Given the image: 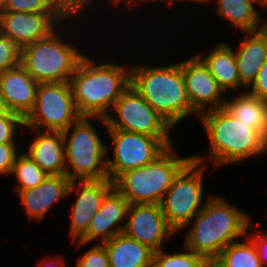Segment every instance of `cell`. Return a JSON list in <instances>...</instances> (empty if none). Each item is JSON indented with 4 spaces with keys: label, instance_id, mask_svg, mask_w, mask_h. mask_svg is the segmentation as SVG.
<instances>
[{
    "label": "cell",
    "instance_id": "36",
    "mask_svg": "<svg viewBox=\"0 0 267 267\" xmlns=\"http://www.w3.org/2000/svg\"><path fill=\"white\" fill-rule=\"evenodd\" d=\"M49 258V259H48ZM60 257L58 256H53V258L50 259V257H47L46 259L44 258V260H41L37 267H66V264L61 259H59ZM48 259V260H47ZM53 259V260H52ZM61 265V266H60Z\"/></svg>",
    "mask_w": 267,
    "mask_h": 267
},
{
    "label": "cell",
    "instance_id": "23",
    "mask_svg": "<svg viewBox=\"0 0 267 267\" xmlns=\"http://www.w3.org/2000/svg\"><path fill=\"white\" fill-rule=\"evenodd\" d=\"M223 108L237 120L249 124L267 140V102L245 91L225 99Z\"/></svg>",
    "mask_w": 267,
    "mask_h": 267
},
{
    "label": "cell",
    "instance_id": "27",
    "mask_svg": "<svg viewBox=\"0 0 267 267\" xmlns=\"http://www.w3.org/2000/svg\"><path fill=\"white\" fill-rule=\"evenodd\" d=\"M183 252L166 253L163 249L154 252L152 267H201L204 258L184 246Z\"/></svg>",
    "mask_w": 267,
    "mask_h": 267
},
{
    "label": "cell",
    "instance_id": "7",
    "mask_svg": "<svg viewBox=\"0 0 267 267\" xmlns=\"http://www.w3.org/2000/svg\"><path fill=\"white\" fill-rule=\"evenodd\" d=\"M58 31L21 48V65L38 83L69 82L85 56L72 42L62 41Z\"/></svg>",
    "mask_w": 267,
    "mask_h": 267
},
{
    "label": "cell",
    "instance_id": "9",
    "mask_svg": "<svg viewBox=\"0 0 267 267\" xmlns=\"http://www.w3.org/2000/svg\"><path fill=\"white\" fill-rule=\"evenodd\" d=\"M80 117L69 82L39 83L34 108L24 120L31 130L63 132Z\"/></svg>",
    "mask_w": 267,
    "mask_h": 267
},
{
    "label": "cell",
    "instance_id": "22",
    "mask_svg": "<svg viewBox=\"0 0 267 267\" xmlns=\"http://www.w3.org/2000/svg\"><path fill=\"white\" fill-rule=\"evenodd\" d=\"M197 56L208 67L224 92L237 91L239 87H243L238 73L235 51L228 44L220 42L209 54L203 56L201 53Z\"/></svg>",
    "mask_w": 267,
    "mask_h": 267
},
{
    "label": "cell",
    "instance_id": "25",
    "mask_svg": "<svg viewBox=\"0 0 267 267\" xmlns=\"http://www.w3.org/2000/svg\"><path fill=\"white\" fill-rule=\"evenodd\" d=\"M247 238L246 242L230 243L221 251L218 261L224 267H263L255 244L246 236Z\"/></svg>",
    "mask_w": 267,
    "mask_h": 267
},
{
    "label": "cell",
    "instance_id": "11",
    "mask_svg": "<svg viewBox=\"0 0 267 267\" xmlns=\"http://www.w3.org/2000/svg\"><path fill=\"white\" fill-rule=\"evenodd\" d=\"M107 117H97L106 129H119L153 137H170L172 126L131 85L112 107Z\"/></svg>",
    "mask_w": 267,
    "mask_h": 267
},
{
    "label": "cell",
    "instance_id": "26",
    "mask_svg": "<svg viewBox=\"0 0 267 267\" xmlns=\"http://www.w3.org/2000/svg\"><path fill=\"white\" fill-rule=\"evenodd\" d=\"M12 174H15V178L19 183L16 187L17 190L35 188L48 177V174L27 153L17 155L11 172Z\"/></svg>",
    "mask_w": 267,
    "mask_h": 267
},
{
    "label": "cell",
    "instance_id": "13",
    "mask_svg": "<svg viewBox=\"0 0 267 267\" xmlns=\"http://www.w3.org/2000/svg\"><path fill=\"white\" fill-rule=\"evenodd\" d=\"M123 233L148 246L162 249L164 239L177 234L166 222L160 204H129Z\"/></svg>",
    "mask_w": 267,
    "mask_h": 267
},
{
    "label": "cell",
    "instance_id": "2",
    "mask_svg": "<svg viewBox=\"0 0 267 267\" xmlns=\"http://www.w3.org/2000/svg\"><path fill=\"white\" fill-rule=\"evenodd\" d=\"M94 60L85 55L69 83L81 116L105 118L115 102L130 87L131 70L115 63L98 64Z\"/></svg>",
    "mask_w": 267,
    "mask_h": 267
},
{
    "label": "cell",
    "instance_id": "15",
    "mask_svg": "<svg viewBox=\"0 0 267 267\" xmlns=\"http://www.w3.org/2000/svg\"><path fill=\"white\" fill-rule=\"evenodd\" d=\"M113 188V181L109 178L71 182L68 195L73 190H77L79 195L71 210L69 234L72 242L79 240L87 232L91 220L101 208L106 195Z\"/></svg>",
    "mask_w": 267,
    "mask_h": 267
},
{
    "label": "cell",
    "instance_id": "38",
    "mask_svg": "<svg viewBox=\"0 0 267 267\" xmlns=\"http://www.w3.org/2000/svg\"><path fill=\"white\" fill-rule=\"evenodd\" d=\"M201 267H224L218 259H205Z\"/></svg>",
    "mask_w": 267,
    "mask_h": 267
},
{
    "label": "cell",
    "instance_id": "41",
    "mask_svg": "<svg viewBox=\"0 0 267 267\" xmlns=\"http://www.w3.org/2000/svg\"><path fill=\"white\" fill-rule=\"evenodd\" d=\"M192 1H193V2H196V3H197V2H200V3H201V2H202V3H205L207 0H190V2H192Z\"/></svg>",
    "mask_w": 267,
    "mask_h": 267
},
{
    "label": "cell",
    "instance_id": "40",
    "mask_svg": "<svg viewBox=\"0 0 267 267\" xmlns=\"http://www.w3.org/2000/svg\"><path fill=\"white\" fill-rule=\"evenodd\" d=\"M122 1H126V0H111V6H118ZM130 1V0H127Z\"/></svg>",
    "mask_w": 267,
    "mask_h": 267
},
{
    "label": "cell",
    "instance_id": "10",
    "mask_svg": "<svg viewBox=\"0 0 267 267\" xmlns=\"http://www.w3.org/2000/svg\"><path fill=\"white\" fill-rule=\"evenodd\" d=\"M111 137L114 157L107 159V173L113 181L119 174L154 162L169 147L171 137H153L119 129H107Z\"/></svg>",
    "mask_w": 267,
    "mask_h": 267
},
{
    "label": "cell",
    "instance_id": "12",
    "mask_svg": "<svg viewBox=\"0 0 267 267\" xmlns=\"http://www.w3.org/2000/svg\"><path fill=\"white\" fill-rule=\"evenodd\" d=\"M67 21L70 20L62 13L0 11V32L23 48L48 37Z\"/></svg>",
    "mask_w": 267,
    "mask_h": 267
},
{
    "label": "cell",
    "instance_id": "20",
    "mask_svg": "<svg viewBox=\"0 0 267 267\" xmlns=\"http://www.w3.org/2000/svg\"><path fill=\"white\" fill-rule=\"evenodd\" d=\"M245 40L235 51L238 73L244 89H248L267 60V27L244 33Z\"/></svg>",
    "mask_w": 267,
    "mask_h": 267
},
{
    "label": "cell",
    "instance_id": "6",
    "mask_svg": "<svg viewBox=\"0 0 267 267\" xmlns=\"http://www.w3.org/2000/svg\"><path fill=\"white\" fill-rule=\"evenodd\" d=\"M93 119L97 117L81 116L62 132L65 145V174L71 181L109 178L106 159L109 151L93 128L90 122Z\"/></svg>",
    "mask_w": 267,
    "mask_h": 267
},
{
    "label": "cell",
    "instance_id": "17",
    "mask_svg": "<svg viewBox=\"0 0 267 267\" xmlns=\"http://www.w3.org/2000/svg\"><path fill=\"white\" fill-rule=\"evenodd\" d=\"M38 85L21 64L0 75V93L10 112L24 119L34 108Z\"/></svg>",
    "mask_w": 267,
    "mask_h": 267
},
{
    "label": "cell",
    "instance_id": "29",
    "mask_svg": "<svg viewBox=\"0 0 267 267\" xmlns=\"http://www.w3.org/2000/svg\"><path fill=\"white\" fill-rule=\"evenodd\" d=\"M21 64V48L0 32V75Z\"/></svg>",
    "mask_w": 267,
    "mask_h": 267
},
{
    "label": "cell",
    "instance_id": "31",
    "mask_svg": "<svg viewBox=\"0 0 267 267\" xmlns=\"http://www.w3.org/2000/svg\"><path fill=\"white\" fill-rule=\"evenodd\" d=\"M75 267H109V258L103 244H95L77 261Z\"/></svg>",
    "mask_w": 267,
    "mask_h": 267
},
{
    "label": "cell",
    "instance_id": "1",
    "mask_svg": "<svg viewBox=\"0 0 267 267\" xmlns=\"http://www.w3.org/2000/svg\"><path fill=\"white\" fill-rule=\"evenodd\" d=\"M203 204L186 226L191 228L183 245L204 259H217L230 243L246 238L250 216L222 196H209Z\"/></svg>",
    "mask_w": 267,
    "mask_h": 267
},
{
    "label": "cell",
    "instance_id": "42",
    "mask_svg": "<svg viewBox=\"0 0 267 267\" xmlns=\"http://www.w3.org/2000/svg\"><path fill=\"white\" fill-rule=\"evenodd\" d=\"M263 8L267 7V0H263V4H262Z\"/></svg>",
    "mask_w": 267,
    "mask_h": 267
},
{
    "label": "cell",
    "instance_id": "24",
    "mask_svg": "<svg viewBox=\"0 0 267 267\" xmlns=\"http://www.w3.org/2000/svg\"><path fill=\"white\" fill-rule=\"evenodd\" d=\"M213 1L207 0L205 4ZM255 3L262 7L263 0H218L217 12L229 22V26H235L244 33L255 32L267 27V22L261 25V13L256 10Z\"/></svg>",
    "mask_w": 267,
    "mask_h": 267
},
{
    "label": "cell",
    "instance_id": "33",
    "mask_svg": "<svg viewBox=\"0 0 267 267\" xmlns=\"http://www.w3.org/2000/svg\"><path fill=\"white\" fill-rule=\"evenodd\" d=\"M17 155L15 144L0 143V175H11Z\"/></svg>",
    "mask_w": 267,
    "mask_h": 267
},
{
    "label": "cell",
    "instance_id": "21",
    "mask_svg": "<svg viewBox=\"0 0 267 267\" xmlns=\"http://www.w3.org/2000/svg\"><path fill=\"white\" fill-rule=\"evenodd\" d=\"M102 244L108 254L109 267H152L154 251L124 233Z\"/></svg>",
    "mask_w": 267,
    "mask_h": 267
},
{
    "label": "cell",
    "instance_id": "8",
    "mask_svg": "<svg viewBox=\"0 0 267 267\" xmlns=\"http://www.w3.org/2000/svg\"><path fill=\"white\" fill-rule=\"evenodd\" d=\"M192 157L175 177L160 203L167 224L176 233L184 230L204 206L203 174L207 168V158L206 155L201 157L197 154Z\"/></svg>",
    "mask_w": 267,
    "mask_h": 267
},
{
    "label": "cell",
    "instance_id": "28",
    "mask_svg": "<svg viewBox=\"0 0 267 267\" xmlns=\"http://www.w3.org/2000/svg\"><path fill=\"white\" fill-rule=\"evenodd\" d=\"M0 11L28 13H61L52 0H6Z\"/></svg>",
    "mask_w": 267,
    "mask_h": 267
},
{
    "label": "cell",
    "instance_id": "39",
    "mask_svg": "<svg viewBox=\"0 0 267 267\" xmlns=\"http://www.w3.org/2000/svg\"><path fill=\"white\" fill-rule=\"evenodd\" d=\"M10 110L5 102L4 97L2 96V94L0 93V115L9 113Z\"/></svg>",
    "mask_w": 267,
    "mask_h": 267
},
{
    "label": "cell",
    "instance_id": "5",
    "mask_svg": "<svg viewBox=\"0 0 267 267\" xmlns=\"http://www.w3.org/2000/svg\"><path fill=\"white\" fill-rule=\"evenodd\" d=\"M192 159L178 156L171 146L154 162L119 174L113 180L114 188L129 204H160L175 177Z\"/></svg>",
    "mask_w": 267,
    "mask_h": 267
},
{
    "label": "cell",
    "instance_id": "18",
    "mask_svg": "<svg viewBox=\"0 0 267 267\" xmlns=\"http://www.w3.org/2000/svg\"><path fill=\"white\" fill-rule=\"evenodd\" d=\"M71 180L65 175H48L37 187L16 190L29 219L41 221L50 207L62 197H67Z\"/></svg>",
    "mask_w": 267,
    "mask_h": 267
},
{
    "label": "cell",
    "instance_id": "32",
    "mask_svg": "<svg viewBox=\"0 0 267 267\" xmlns=\"http://www.w3.org/2000/svg\"><path fill=\"white\" fill-rule=\"evenodd\" d=\"M59 11L67 18L73 19L78 17L87 8L93 6L94 0H52ZM73 17V18H72Z\"/></svg>",
    "mask_w": 267,
    "mask_h": 267
},
{
    "label": "cell",
    "instance_id": "34",
    "mask_svg": "<svg viewBox=\"0 0 267 267\" xmlns=\"http://www.w3.org/2000/svg\"><path fill=\"white\" fill-rule=\"evenodd\" d=\"M249 87H251V90H248L249 93L267 102V60L259 70L256 79Z\"/></svg>",
    "mask_w": 267,
    "mask_h": 267
},
{
    "label": "cell",
    "instance_id": "16",
    "mask_svg": "<svg viewBox=\"0 0 267 267\" xmlns=\"http://www.w3.org/2000/svg\"><path fill=\"white\" fill-rule=\"evenodd\" d=\"M127 199L113 188L104 198L101 208L91 220L87 232L77 241V248L99 237L100 244L123 233L125 225L118 224L127 216Z\"/></svg>",
    "mask_w": 267,
    "mask_h": 267
},
{
    "label": "cell",
    "instance_id": "43",
    "mask_svg": "<svg viewBox=\"0 0 267 267\" xmlns=\"http://www.w3.org/2000/svg\"><path fill=\"white\" fill-rule=\"evenodd\" d=\"M6 0H0V7L2 6V4L5 2Z\"/></svg>",
    "mask_w": 267,
    "mask_h": 267
},
{
    "label": "cell",
    "instance_id": "19",
    "mask_svg": "<svg viewBox=\"0 0 267 267\" xmlns=\"http://www.w3.org/2000/svg\"><path fill=\"white\" fill-rule=\"evenodd\" d=\"M36 132L26 152L48 175H65V145L61 131Z\"/></svg>",
    "mask_w": 267,
    "mask_h": 267
},
{
    "label": "cell",
    "instance_id": "37",
    "mask_svg": "<svg viewBox=\"0 0 267 267\" xmlns=\"http://www.w3.org/2000/svg\"><path fill=\"white\" fill-rule=\"evenodd\" d=\"M176 1H177V2H179V1H180V2H181V1L188 2V1H190V0H130L129 2H130V6H134L135 3H137V4L141 3V4H142L143 2H144L143 4H145V3H149V2H151V3H152V2H154V3H155V2H164V3L166 2V3H172V4H173V3H175ZM138 2H139V3H138ZM132 4H133V5H132Z\"/></svg>",
    "mask_w": 267,
    "mask_h": 267
},
{
    "label": "cell",
    "instance_id": "35",
    "mask_svg": "<svg viewBox=\"0 0 267 267\" xmlns=\"http://www.w3.org/2000/svg\"><path fill=\"white\" fill-rule=\"evenodd\" d=\"M248 231L249 230H247V235L249 236L247 237H249L255 244L257 251H258L260 262L263 267H266L267 265V235H265L264 233L263 234L253 233L252 235H250Z\"/></svg>",
    "mask_w": 267,
    "mask_h": 267
},
{
    "label": "cell",
    "instance_id": "3",
    "mask_svg": "<svg viewBox=\"0 0 267 267\" xmlns=\"http://www.w3.org/2000/svg\"><path fill=\"white\" fill-rule=\"evenodd\" d=\"M199 119L210 142L207 161H212L214 168L241 163L267 152V140L223 107L203 112Z\"/></svg>",
    "mask_w": 267,
    "mask_h": 267
},
{
    "label": "cell",
    "instance_id": "4",
    "mask_svg": "<svg viewBox=\"0 0 267 267\" xmlns=\"http://www.w3.org/2000/svg\"><path fill=\"white\" fill-rule=\"evenodd\" d=\"M130 70V85L172 127L197 113L188 98L180 62L156 67L132 65Z\"/></svg>",
    "mask_w": 267,
    "mask_h": 267
},
{
    "label": "cell",
    "instance_id": "14",
    "mask_svg": "<svg viewBox=\"0 0 267 267\" xmlns=\"http://www.w3.org/2000/svg\"><path fill=\"white\" fill-rule=\"evenodd\" d=\"M180 68L191 106L197 112L196 116L224 106L225 98L222 97L225 92L197 55L181 61Z\"/></svg>",
    "mask_w": 267,
    "mask_h": 267
},
{
    "label": "cell",
    "instance_id": "30",
    "mask_svg": "<svg viewBox=\"0 0 267 267\" xmlns=\"http://www.w3.org/2000/svg\"><path fill=\"white\" fill-rule=\"evenodd\" d=\"M18 126L25 129V120L19 114L9 112L0 115V143L16 144Z\"/></svg>",
    "mask_w": 267,
    "mask_h": 267
}]
</instances>
